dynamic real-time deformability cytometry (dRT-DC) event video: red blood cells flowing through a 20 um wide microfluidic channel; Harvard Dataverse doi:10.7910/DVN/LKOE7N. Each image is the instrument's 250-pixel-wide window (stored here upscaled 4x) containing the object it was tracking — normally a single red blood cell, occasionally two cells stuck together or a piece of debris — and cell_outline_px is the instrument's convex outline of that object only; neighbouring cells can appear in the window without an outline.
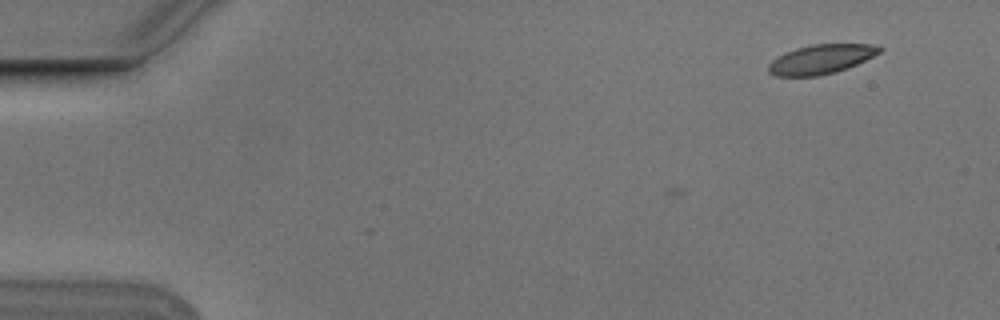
{"species": "Egyptian fruit bat (a non-hibernating species)", "species_latin": "Rousettus aegyptiacus", "temperature_condition": "cold", "stored_images_in_passage": 5, "camera_frame_rate_fps": 3000, "um_per_image_px": 0.085, "animal": {"sex": "male"}, "frame": {"image": 1, "passage_image": 1, "time_ms": 0.0, "image_size_px": [1000, 320], "cell_outline_px": [[884, 48], [880, 52], [848, 68], [836, 72], [820, 76], [776, 76], [768, 72], [768, 64], [776, 56], [784, 52], [796, 48], [812, 44], [872, 44]], "centroid_in_image_um": [69.75, 5.03], "position_along_channel_um": 15.3, "area_um2": 19.07}}
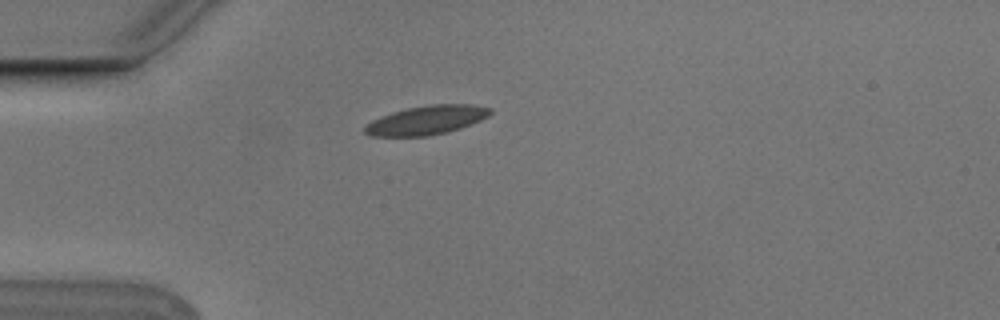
{"frame": {"image": 2, "passage_image": 4, "time_ms": 1.0, "image_size_px": [1000, 320], "cell_outline_px": [[492, 112], [488, 116], [480, 120], [460, 128], [428, 136], [372, 136], [364, 132], [364, 128], [372, 120], [380, 116], [392, 112], [408, 108], [432, 104], [472, 104], [492, 108]], "centroid_in_image_um": [36.26, 10.2], "position_along_channel_um": 48.7, "area_um2": 20.98}}